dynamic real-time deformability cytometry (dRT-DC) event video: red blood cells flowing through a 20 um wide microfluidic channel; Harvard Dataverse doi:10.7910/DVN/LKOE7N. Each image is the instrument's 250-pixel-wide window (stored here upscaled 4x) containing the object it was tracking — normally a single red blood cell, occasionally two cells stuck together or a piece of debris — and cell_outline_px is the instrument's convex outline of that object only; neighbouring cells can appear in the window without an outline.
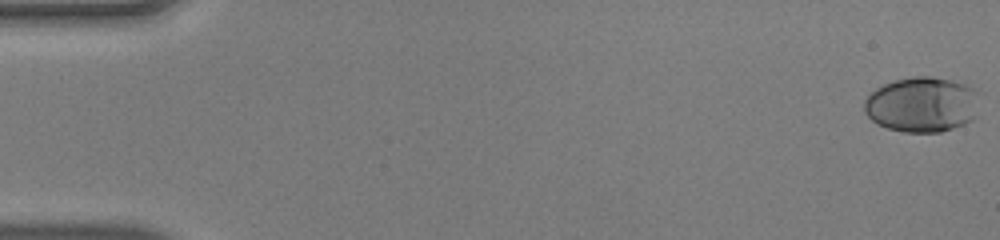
{"species": "human", "species_latin": "Homo sapiens", "temperature_condition": "warm", "stored_images_in_passage": 9, "camera_frame_rate_fps": 3000, "um_per_image_px": 0.085, "donor": {"sex": "male"}, "frame": {"image": 1, "passage_image": 1, "time_ms": 0.0, "image_size_px": [1000, 240], "cell_outline_px": [[980, 92], [976, 116], [972, 120], [964, 124], [940, 132], [904, 132], [888, 128], [876, 124], [864, 112], [864, 100], [876, 88], [884, 84], [896, 80], [912, 76], [928, 76], [952, 80], [964, 84]], "centroid_in_image_um": [78.38, 8.89], "position_along_channel_um": 6.6, "area_um2": 37.34}}